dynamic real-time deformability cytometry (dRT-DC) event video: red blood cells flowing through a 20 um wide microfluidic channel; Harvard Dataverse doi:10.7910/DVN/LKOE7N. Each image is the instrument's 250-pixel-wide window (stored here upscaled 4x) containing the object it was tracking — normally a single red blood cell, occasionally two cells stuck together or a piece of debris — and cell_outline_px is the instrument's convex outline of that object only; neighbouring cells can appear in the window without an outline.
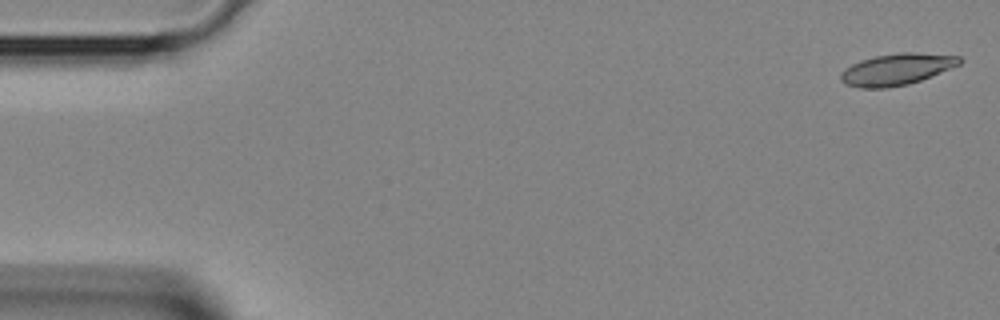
{"species": "Egyptian fruit bat (a non-hibernating species)", "species_latin": "Rousettus aegyptiacus", "temperature_condition": "room temperature", "stored_images_in_passage": 4, "camera_frame_rate_fps": 3000, "um_per_image_px": 0.085, "animal": {"sex": "female"}, "frame": {"image": 1, "passage_image": 1, "time_ms": 0.0, "image_size_px": [1000, 320], "cell_outline_px": [[964, 60], [960, 64], [920, 80], [908, 84], [888, 88], [860, 88], [844, 84], [840, 80], [840, 72], [844, 68], [860, 60], [876, 56], [900, 52], [912, 52], [960, 56]], "centroid_in_image_um": [76.17, 5.89], "position_along_channel_um": 8.8, "area_um2": 21.85}}
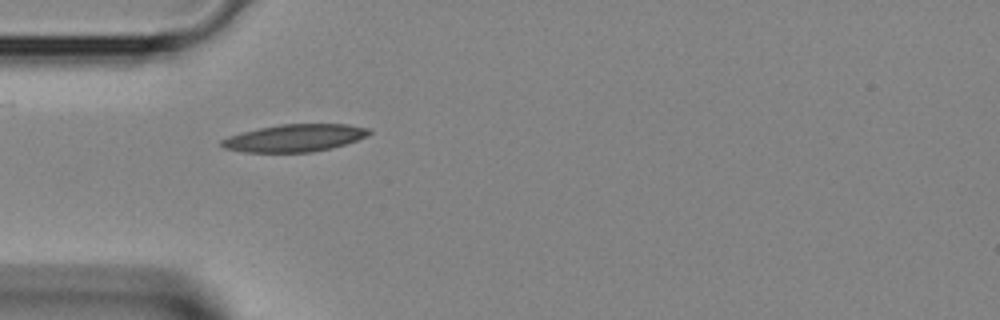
{"frame": {"image": 2, "passage_image": 4, "time_ms": 1.0, "image_size_px": [1000, 320], "cell_outline_px": [[372, 132], [368, 136], [332, 148], [312, 152], [244, 152], [224, 148], [220, 144], [220, 140], [228, 136], [240, 132], [280, 124], [348, 124], [372, 128]], "centroid_in_image_um": [25.06, 11.72], "position_along_channel_um": 59.9, "area_um2": 23.7}}